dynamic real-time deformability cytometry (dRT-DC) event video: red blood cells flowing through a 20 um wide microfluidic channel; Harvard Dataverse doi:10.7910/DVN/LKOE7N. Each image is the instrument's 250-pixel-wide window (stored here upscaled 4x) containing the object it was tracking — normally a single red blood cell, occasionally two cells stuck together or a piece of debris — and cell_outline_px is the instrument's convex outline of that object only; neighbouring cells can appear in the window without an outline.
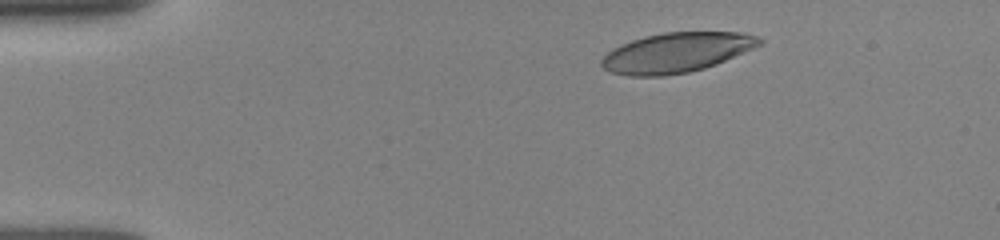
{"species": "human", "species_latin": "Homo sapiens", "temperature_condition": "room temperature", "stored_images_in_passage": 15, "camera_frame_rate_fps": 3000, "um_per_image_px": 0.085, "donor": {"sex": "female"}, "frame": {"image": 1, "passage_image": 2, "time_ms": 0.333, "image_size_px": [1000, 240], "cell_outline_px": [[764, 44], [756, 48], [716, 64], [704, 68], [688, 72], [664, 76], [628, 76], [608, 72], [600, 64], [600, 60], [612, 48], [620, 44], [644, 36], [664, 32], [744, 32], [760, 36], [764, 40]], "centroid_in_image_um": [57.53, 4.46], "position_along_channel_um": 27.5, "area_um2": 37.17}}
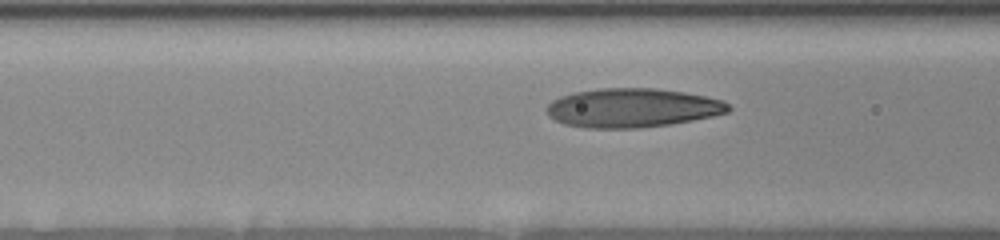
{"frame": {"image": 2, "passage_image": 9, "time_ms": 2.667, "image_size_px": [1000, 240], "cell_outline_px": [[732, 108], [728, 112], [712, 116], [692, 120], [668, 124], [640, 128], [584, 128], [564, 124], [548, 116], [544, 108], [552, 100], [560, 96], [572, 92], [596, 88], [656, 88], [684, 92], [724, 100]], "centroid_in_image_um": [53.7, 9.16], "position_along_channel_um": 112.9, "area_um2": 41.62}}
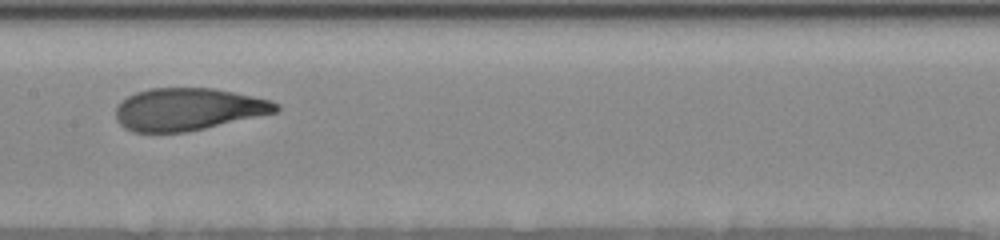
{"frame": {"image": 3, "passage_image": 13, "time_ms": 4.0, "image_size_px": [1000, 240], "cell_outline_px": [[280, 108], [276, 112], [188, 132], [132, 132], [124, 128], [116, 120], [116, 108], [120, 100], [136, 92], [148, 88], [212, 88], [272, 100], [280, 104]], "centroid_in_image_um": [15.96, 9.29], "position_along_channel_um": 191.4, "area_um2": 39.59}}